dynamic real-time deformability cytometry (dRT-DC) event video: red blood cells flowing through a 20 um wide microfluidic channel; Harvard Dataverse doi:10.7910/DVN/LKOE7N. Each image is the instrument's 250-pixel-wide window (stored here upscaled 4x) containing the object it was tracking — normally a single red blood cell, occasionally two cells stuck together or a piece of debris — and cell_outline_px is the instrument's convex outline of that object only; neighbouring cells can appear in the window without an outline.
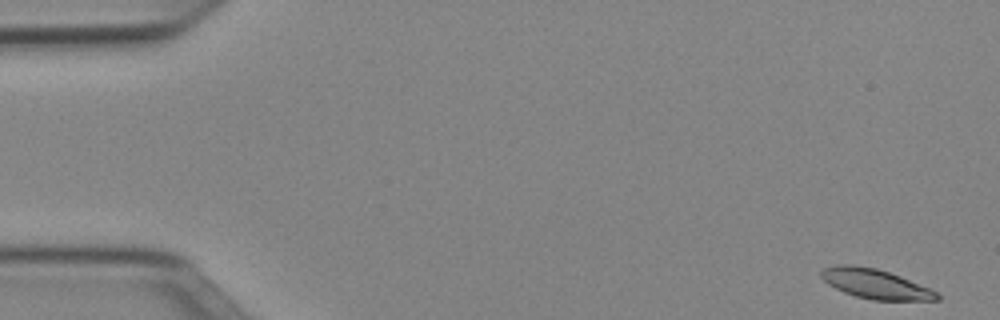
{"species": "Egyptian fruit bat (a non-hibernating species)", "species_latin": "Rousettus aegyptiacus", "temperature_condition": "cold", "stored_images_in_passage": 51, "camera_frame_rate_fps": 3000, "um_per_image_px": 0.085, "animal": {"sex": "female"}, "frame": {"image": 1, "passage_image": 1, "time_ms": 0.0, "image_size_px": [1000, 320], "cell_outline_px": [[940, 300], [872, 300], [856, 296], [844, 292], [828, 284], [820, 276], [820, 272], [824, 268], [836, 264], [852, 264], [876, 268], [900, 276], [928, 288], [936, 292], [940, 296]], "centroid_in_image_um": [74.37, 24.12], "position_along_channel_um": 10.6, "area_um2": 19.83}}
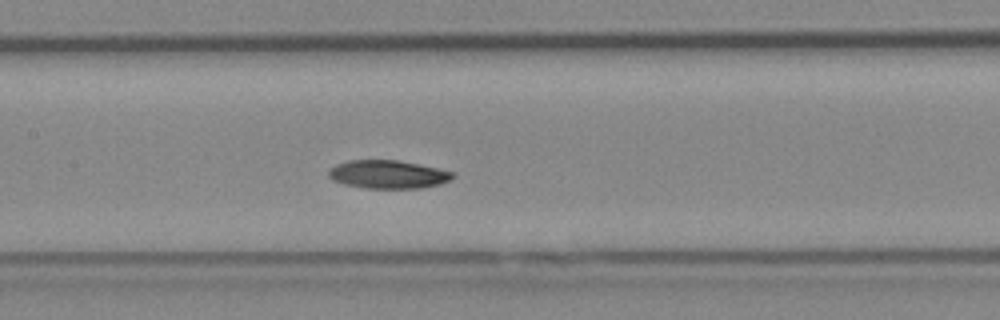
{"frame": {"image": 2, "passage_image": 24, "time_ms": 7.667, "image_size_px": [1000, 320], "cell_outline_px": [[456, 172], [448, 180], [440, 184], [420, 188], [364, 188], [344, 184], [332, 180], [328, 176], [328, 172], [336, 164], [348, 160], [396, 160], [420, 164]], "centroid_in_image_um": [32.96, 14.82], "position_along_channel_um": 174.4, "area_um2": 20.4}}
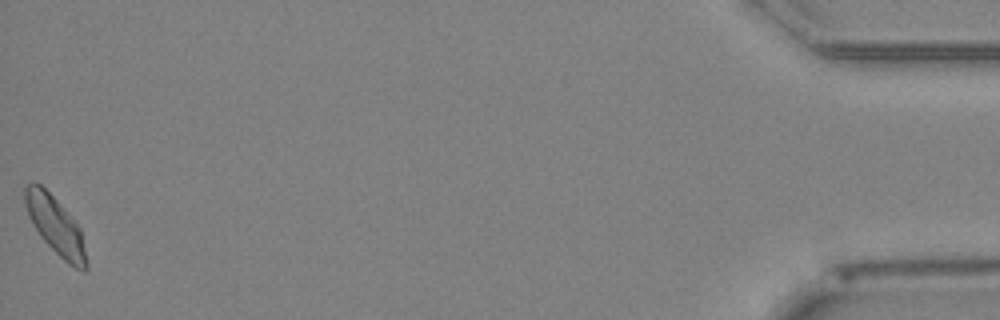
{"frame": {"image": 3, "passage_image": 51, "time_ms": 16.667, "image_size_px": [1000, 320], "cell_outline_px": [[88, 268], [84, 272], [68, 264], [40, 236], [32, 224], [28, 216], [24, 204], [24, 188], [28, 184], [40, 184], [64, 208], [80, 228], [88, 264]], "centroid_in_image_um": [4.71, 19.2], "position_along_channel_um": 430.5, "area_um2": 20.35}, "authors_computed_cell_mechanics": {"area_um2": 20.4034, "velocity_mm_per_s": 3.9043, "shape_relaxation_time_tau1_ms": 7.3174, "shape_relaxation_time_tau2_ms": null, "deformation_change_tau1": 0.1394, "deformation_change_tau2": null}}